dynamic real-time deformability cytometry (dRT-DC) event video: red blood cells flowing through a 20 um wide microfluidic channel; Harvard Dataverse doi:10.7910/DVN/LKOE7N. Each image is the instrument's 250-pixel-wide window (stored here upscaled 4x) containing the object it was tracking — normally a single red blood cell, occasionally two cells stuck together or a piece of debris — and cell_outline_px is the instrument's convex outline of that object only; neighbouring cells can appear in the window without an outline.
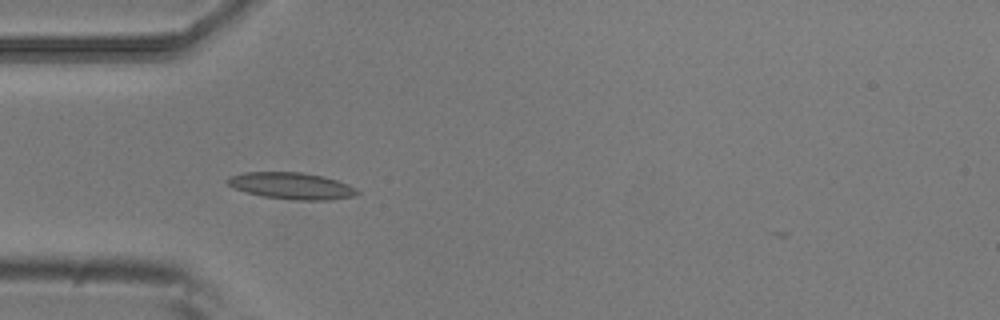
{"species": "common noctule bat (a hibernating species)", "species_latin": "Nyctalus noctula", "temperature_condition": "room temperature", "stored_images_in_passage": 10, "camera_frame_rate_fps": 3000, "um_per_image_px": 0.085, "animal": {"sex": "male", "body_mass_g": 20.5, "forearm_length_mm": 52.5}, "frame": {"image": 1, "passage_image": 4, "time_ms": 1.0, "image_size_px": [1000, 320], "cell_outline_px": [[360, 192], [352, 196], [328, 200], [292, 200], [264, 196], [248, 192], [236, 188], [228, 184], [224, 180], [228, 176], [244, 172], [300, 172], [324, 176], [348, 184], [356, 188]], "centroid_in_image_um": [24.77, 15.78], "position_along_channel_um": 60.2, "area_um2": 20.06}}
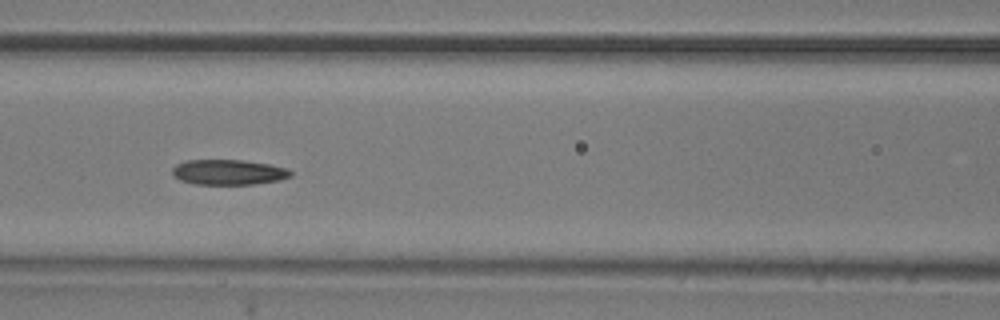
{"frame": {"image": 2, "passage_image": 6, "time_ms": 1.667, "image_size_px": [1000, 320], "cell_outline_px": [[292, 176], [280, 180], [252, 184], [196, 184], [180, 180], [172, 176], [172, 168], [176, 164], [188, 160], [240, 160], [268, 164], [288, 168], [292, 172]], "centroid_in_image_um": [19.41, 14.63], "position_along_channel_um": 147.2, "area_um2": 17.4}}
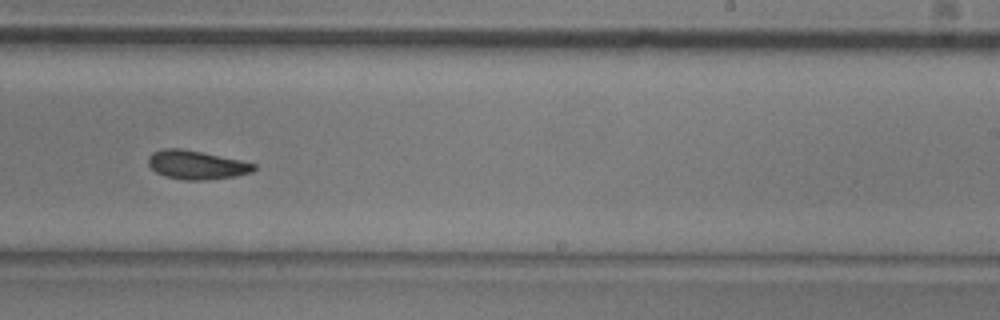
{"frame": {"image": 3, "passage_image": 9, "time_ms": 2.667, "image_size_px": [1000, 320], "cell_outline_px": [[256, 168], [252, 172], [236, 176], [204, 180], [184, 180], [164, 176], [156, 172], [148, 164], [148, 156], [152, 152], [164, 148], [180, 148], [240, 160], [256, 164]], "centroid_in_image_um": [16.68, 14.02], "position_along_channel_um": 272.3, "area_um2": 17.63}}